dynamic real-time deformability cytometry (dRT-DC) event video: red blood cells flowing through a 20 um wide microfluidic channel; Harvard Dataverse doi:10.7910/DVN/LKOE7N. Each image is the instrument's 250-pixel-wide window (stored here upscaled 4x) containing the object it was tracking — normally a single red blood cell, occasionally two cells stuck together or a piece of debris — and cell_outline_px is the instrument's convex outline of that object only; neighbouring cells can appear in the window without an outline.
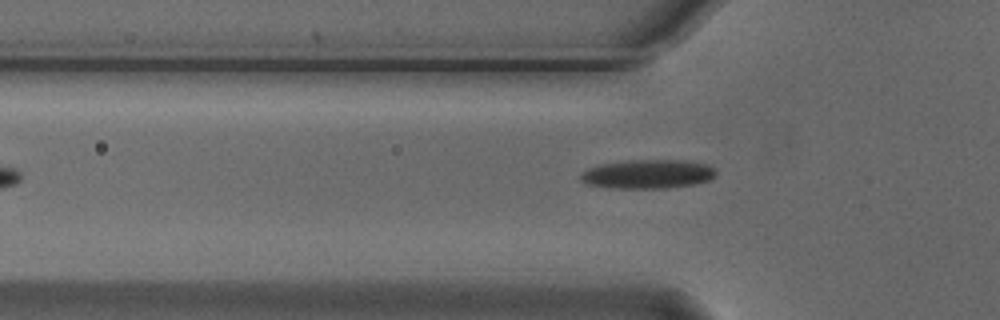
{"species": "Egyptian fruit bat (a non-hibernating species)", "species_latin": "Rousettus aegyptiacus", "temperature_condition": "cold", "stored_images_in_passage": 2, "camera_frame_rate_fps": 3000, "um_per_image_px": 0.085, "animal": {"sex": "male"}, "frame": {"image": 1, "passage_image": 2, "time_ms": 0.333, "image_size_px": [1000, 320], "cell_outline_px": [[716, 176], [708, 180], [696, 184], [668, 188], [608, 188], [584, 184], [580, 180], [580, 176], [588, 168], [600, 164], [628, 160], [684, 160], [708, 164], [716, 172]], "centroid_in_image_um": [55.05, 14.8], "position_along_channel_um": 70.8, "area_um2": 23.06}}